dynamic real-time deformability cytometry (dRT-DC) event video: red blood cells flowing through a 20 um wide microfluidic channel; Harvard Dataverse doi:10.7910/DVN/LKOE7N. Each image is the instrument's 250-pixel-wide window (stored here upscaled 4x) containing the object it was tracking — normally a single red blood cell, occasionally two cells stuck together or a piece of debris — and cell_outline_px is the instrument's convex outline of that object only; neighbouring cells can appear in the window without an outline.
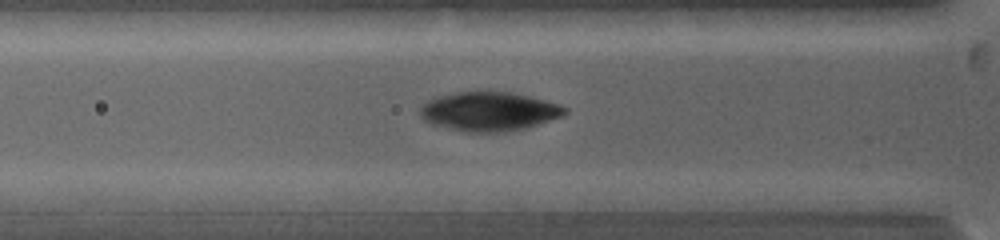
{"species": "common noctule bat (a hibernating species)", "species_latin": "Nyctalus noctula", "temperature_condition": "warm", "stored_images_in_passage": 20, "camera_frame_rate_fps": 5000, "um_per_image_px": 0.085, "animal": {"sex": "female", "body_mass_g": 19.0, "forearm_length_mm": 53.3}, "frame": {"image": 1, "passage_image": 8, "time_ms": 2.8, "image_size_px": [1000, 240], "cell_outline_px": [[568, 112], [564, 116], [524, 128], [504, 132], [464, 132], [432, 124], [424, 120], [420, 116], [420, 108], [428, 100], [436, 96], [476, 88], [508, 92], [528, 96], [560, 104], [568, 108]], "centroid_in_image_um": [41.55, 9.44], "position_along_channel_um": 84.2, "area_um2": 33.64}}
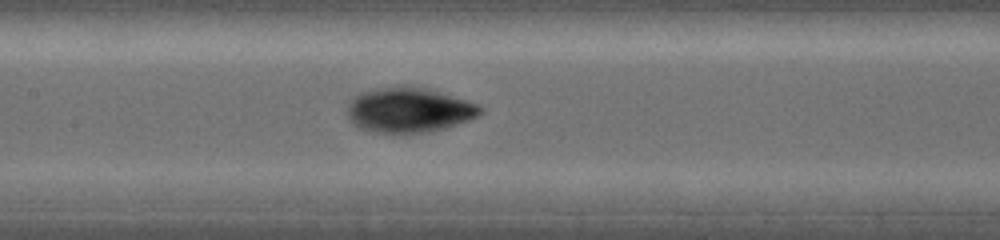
{"frame": {"image": 2, "passage_image": 13, "time_ms": 5.0, "image_size_px": [1000, 240], "cell_outline_px": [[484, 112], [468, 120], [444, 128], [428, 132], [376, 132], [356, 128], [348, 120], [348, 104], [352, 96], [360, 92], [404, 84], [408, 84], [428, 88], [476, 104], [484, 108]], "centroid_in_image_um": [34.71, 9.33], "position_along_channel_um": 172.7, "area_um2": 34.91}}
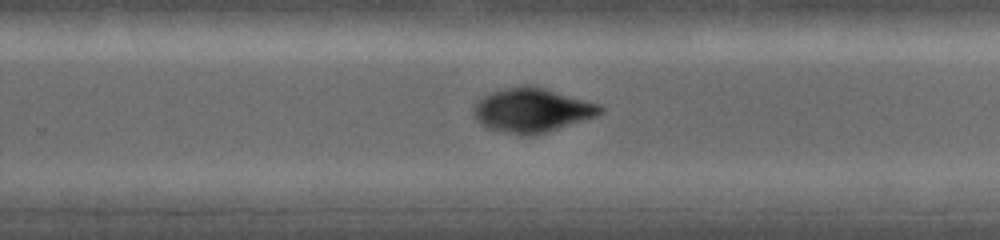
{"frame": {"image": 3, "passage_image": 20, "time_ms": 7.8, "image_size_px": [1000, 240], "cell_outline_px": [[604, 112], [596, 116], [536, 136], [528, 136], [504, 132], [488, 128], [480, 124], [476, 116], [476, 104], [484, 96], [492, 92], [508, 88], [528, 84], [532, 84], [600, 104], [604, 108]], "centroid_in_image_um": [45.29, 9.37], "position_along_channel_um": 284.5, "area_um2": 32.37}}